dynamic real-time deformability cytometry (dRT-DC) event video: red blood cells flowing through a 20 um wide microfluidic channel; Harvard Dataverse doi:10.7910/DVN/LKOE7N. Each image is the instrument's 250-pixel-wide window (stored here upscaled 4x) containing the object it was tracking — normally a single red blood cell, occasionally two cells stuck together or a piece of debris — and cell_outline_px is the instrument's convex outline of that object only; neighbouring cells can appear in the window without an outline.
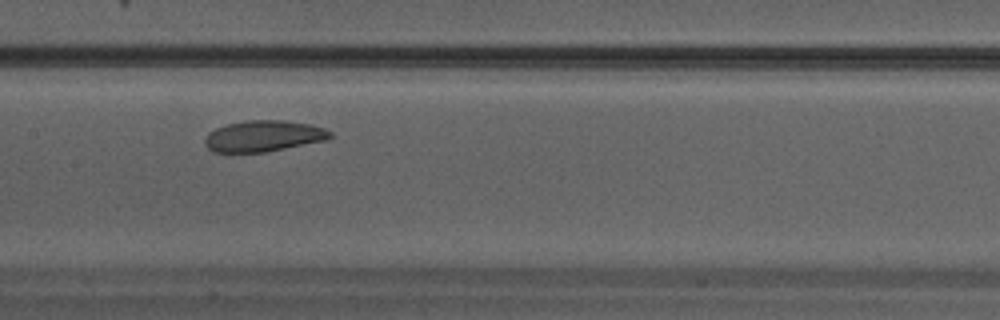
{"species": "Egyptian fruit bat (a non-hibernating species)", "species_latin": "Rousettus aegyptiacus", "temperature_condition": "warm", "stored_images_in_passage": 27, "camera_frame_rate_fps": 3000, "um_per_image_px": 0.085, "animal": {"sex": "male"}, "frame": {"image": 1, "passage_image": 11, "time_ms": 3.333, "image_size_px": [1000, 320], "cell_outline_px": [[332, 136], [328, 140], [264, 152], [212, 152], [204, 144], [204, 140], [208, 132], [216, 128], [228, 124], [248, 120], [284, 120], [308, 124], [324, 128], [332, 132]], "centroid_in_image_um": [22.4, 11.56], "position_along_channel_um": 185.0, "area_um2": 22.72}}
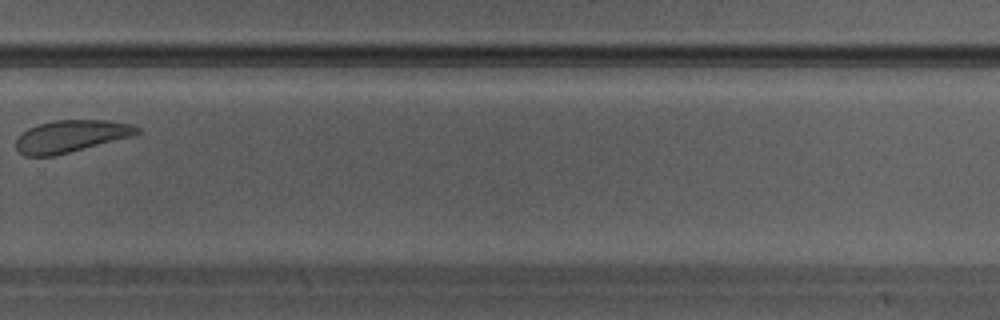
{"frame": {"image": 2, "passage_image": 18, "time_ms": 5.667, "image_size_px": [1000, 320], "cell_outline_px": [[140, 132], [132, 136], [56, 156], [24, 156], [16, 148], [16, 140], [28, 128], [40, 124], [56, 120], [108, 120], [132, 124], [140, 128]], "centroid_in_image_um": [6.05, 11.58], "position_along_channel_um": 323.7, "area_um2": 22.6}}